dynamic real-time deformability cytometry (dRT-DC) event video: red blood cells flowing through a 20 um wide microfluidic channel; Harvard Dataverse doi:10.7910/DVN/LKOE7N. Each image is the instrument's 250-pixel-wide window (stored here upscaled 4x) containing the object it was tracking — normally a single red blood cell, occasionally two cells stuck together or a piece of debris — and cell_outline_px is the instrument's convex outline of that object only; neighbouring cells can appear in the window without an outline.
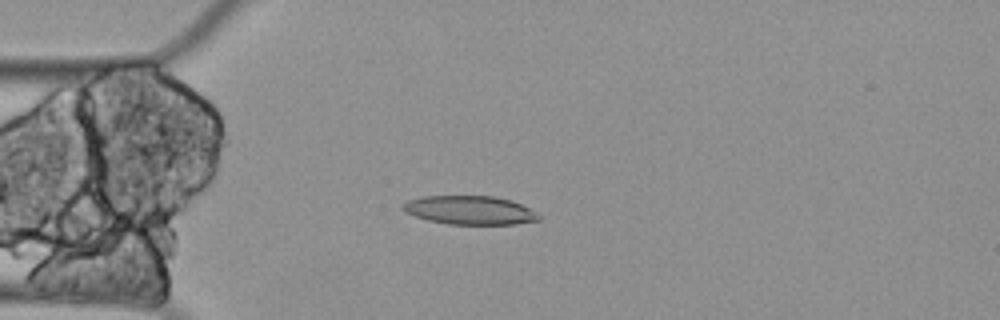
{"species": "Egyptian fruit bat (a non-hibernating species)", "species_latin": "Rousettus aegyptiacus", "temperature_condition": "cold", "stored_images_in_passage": 61, "camera_frame_rate_fps": 3000, "um_per_image_px": 0.085, "animal": {"sex": "female"}, "frame": {"image": 1, "passage_image": 16, "time_ms": 5.0, "image_size_px": [1000, 320], "cell_outline_px": [[540, 220], [516, 224], [448, 224], [428, 220], [404, 212], [400, 208], [408, 200], [424, 196], [492, 196], [512, 200], [536, 212], [540, 216]], "centroid_in_image_um": [39.93, 17.86], "position_along_channel_um": 45.1, "area_um2": 22.66}}
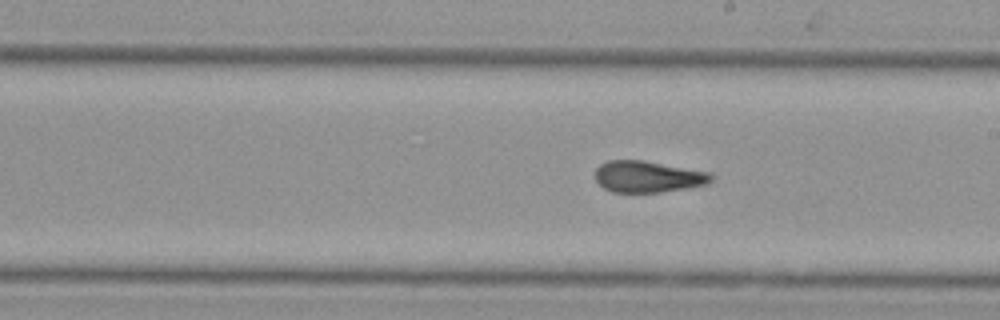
{"frame": {"image": 2, "passage_image": 34, "time_ms": 11.0, "image_size_px": [1000, 320], "cell_outline_px": [[712, 180], [708, 184], [688, 188], [660, 192], [612, 192], [604, 188], [596, 180], [596, 168], [600, 164], [608, 160], [644, 160], [712, 172]], "centroid_in_image_um": [55.1, 15.01], "position_along_channel_um": 233.9, "area_um2": 21.44}}
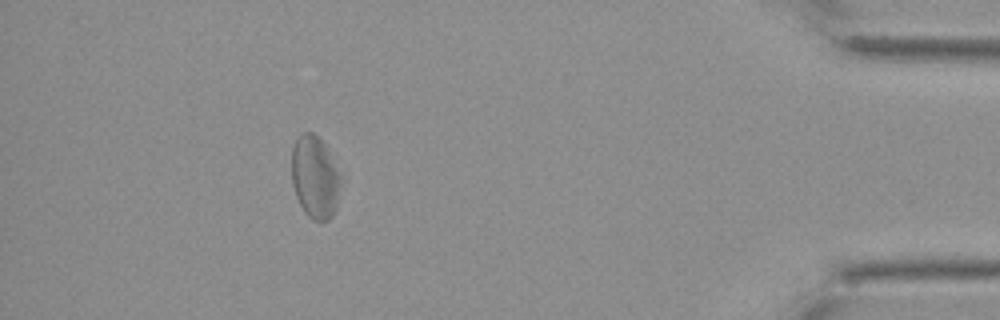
{"frame": {"image": 3, "passage_image": 55, "time_ms": 18.0, "image_size_px": [1000, 320], "cell_outline_px": [[340, 184], [336, 208], [332, 216], [328, 220], [312, 220], [304, 212], [296, 196], [292, 184], [292, 148], [296, 136], [300, 132], [312, 132], [324, 144], [340, 176]], "centroid_in_image_um": [26.73, 15.06], "position_along_channel_um": 408.5, "area_um2": 23.41}, "authors_computed_cell_mechanics": {"area_um2": 22.831, "velocity_mm_per_s": 3.2541, "shape_relaxation_time_tau1_ms": null, "shape_relaxation_time_tau2_ms": 5.7151, "deformation_change_tau1": null, "deformation_change_tau2": 0.098}}